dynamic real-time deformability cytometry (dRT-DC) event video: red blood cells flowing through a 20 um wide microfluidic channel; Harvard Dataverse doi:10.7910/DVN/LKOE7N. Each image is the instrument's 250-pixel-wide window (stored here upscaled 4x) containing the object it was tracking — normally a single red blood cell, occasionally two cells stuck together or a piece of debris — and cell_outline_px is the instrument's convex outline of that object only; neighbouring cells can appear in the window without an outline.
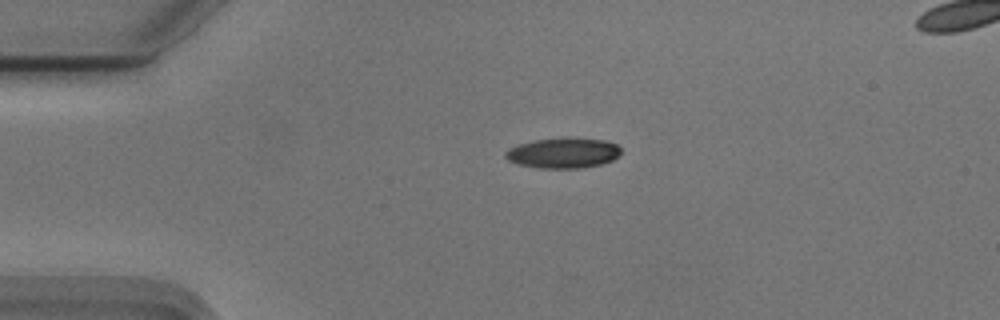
{"species": "Egyptian fruit bat (a non-hibernating species)", "species_latin": "Rousettus aegyptiacus", "temperature_condition": "cold", "stored_images_in_passage": 43, "camera_frame_rate_fps": 3000, "um_per_image_px": 0.085, "animal": {"sex": "male"}, "frame": {"image": 1, "passage_image": 1, "time_ms": 0.0, "image_size_px": [1000, 320], "cell_outline_px": [[620, 152], [612, 160], [600, 164], [584, 168], [540, 168], [520, 164], [508, 160], [504, 156], [504, 152], [508, 148], [520, 144], [536, 140], [560, 136], [568, 136], [604, 140], [616, 144], [620, 148]], "centroid_in_image_um": [47.86, 12.98], "position_along_channel_um": 37.1, "area_um2": 20.63}}
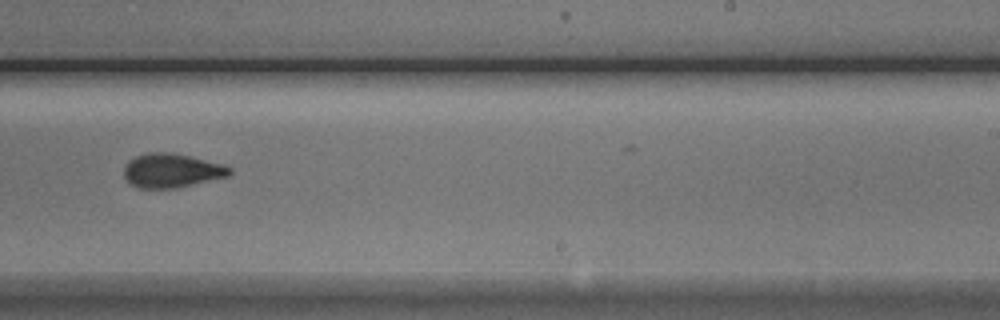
{"frame": {"image": 2, "passage_image": 23, "time_ms": 7.333, "image_size_px": [1000, 320], "cell_outline_px": [[232, 172], [228, 176], [176, 188], [140, 188], [132, 184], [124, 176], [124, 168], [128, 160], [136, 156], [152, 152], [168, 152], [188, 156], [220, 164], [232, 168]], "centroid_in_image_um": [14.57, 14.5], "position_along_channel_um": 274.4, "area_um2": 20.58}}
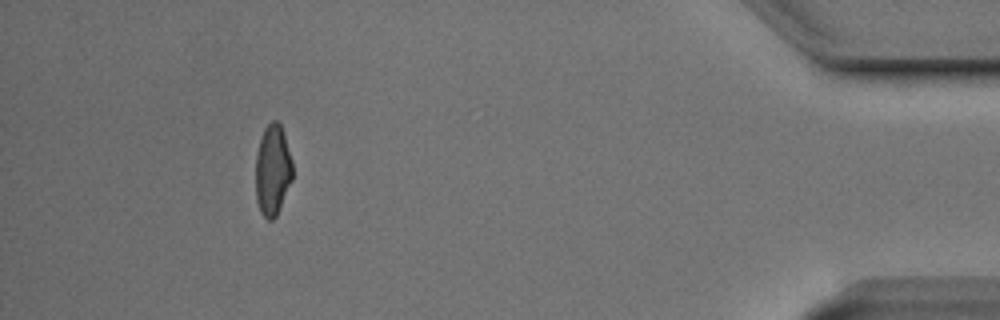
{"frame": {"image": 3, "passage_image": 39, "time_ms": 12.667, "image_size_px": [1000, 320], "cell_outline_px": [[292, 180], [280, 208], [276, 216], [272, 220], [268, 220], [260, 212], [256, 200], [256, 156], [260, 140], [264, 128], [272, 120], [276, 120], [280, 124], [292, 160]], "centroid_in_image_um": [23.17, 14.48], "position_along_channel_um": 412.0, "area_um2": 19.42}}